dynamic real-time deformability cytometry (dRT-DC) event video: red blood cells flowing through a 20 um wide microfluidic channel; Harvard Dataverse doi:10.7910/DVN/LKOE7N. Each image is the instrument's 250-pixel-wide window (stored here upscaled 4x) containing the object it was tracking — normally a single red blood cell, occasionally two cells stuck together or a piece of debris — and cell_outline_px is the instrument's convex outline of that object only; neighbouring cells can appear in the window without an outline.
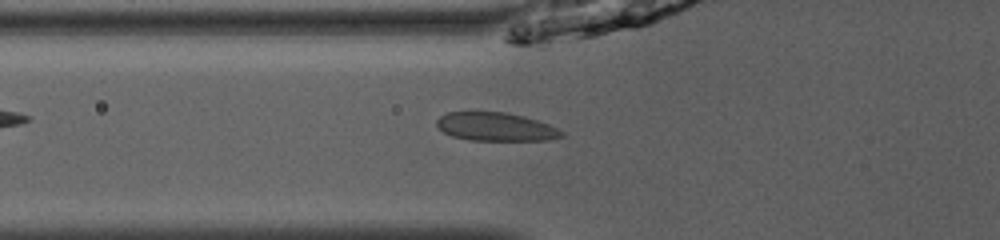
{"species": "common noctule bat (a hibernating species)", "species_latin": "Nyctalus noctula", "temperature_condition": "room temperature", "stored_images_in_passage": 32, "camera_frame_rate_fps": 3000, "um_per_image_px": 0.085, "animal": {"sex": "male", "body_mass_g": 13.0, "forearm_length_mm": 53.1}, "frame": {"image": 1, "passage_image": 3, "time_ms": 0.667, "image_size_px": [1000, 240], "cell_outline_px": [[564, 136], [548, 140], [468, 140], [452, 136], [444, 132], [436, 124], [436, 120], [440, 116], [448, 112], [504, 112], [524, 116], [548, 124], [564, 132]], "centroid_in_image_um": [42.13, 10.78], "position_along_channel_um": 83.7, "area_um2": 20.58}}
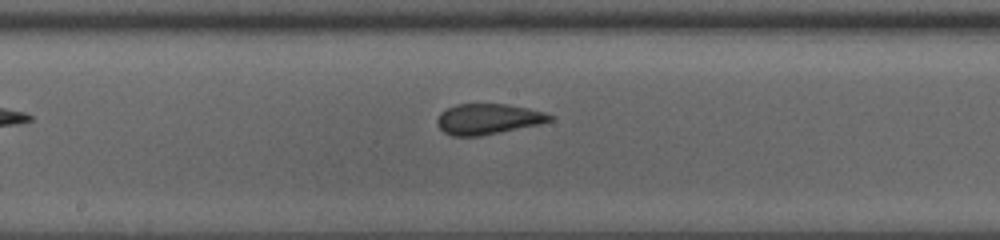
{"frame": {"image": 2, "passage_image": 12, "time_ms": 3.667, "image_size_px": [1000, 240], "cell_outline_px": [[556, 116], [552, 120], [540, 124], [480, 136], [452, 136], [444, 132], [436, 124], [436, 120], [440, 112], [456, 104], [504, 104], [528, 108], [544, 112]], "centroid_in_image_um": [41.48, 10.12], "position_along_channel_um": 206.7, "area_um2": 20.11}}
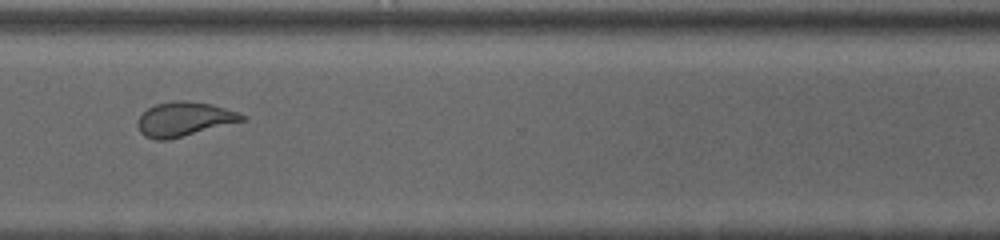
{"frame": {"image": 3, "passage_image": 23, "time_ms": 7.333, "image_size_px": [1000, 240], "cell_outline_px": [[248, 116], [244, 120], [168, 140], [156, 140], [144, 136], [140, 132], [136, 124], [140, 116], [148, 108], [156, 104], [176, 100], [184, 100], [212, 104]], "centroid_in_image_um": [15.62, 10.12], "position_along_channel_um": 355.0, "area_um2": 20.63}, "authors_computed_cell_mechanics": {"area_um2": 20.4612, "velocity_mm_per_s": 4.0634, "shape_relaxation_time_tau1_ms": null, "shape_relaxation_time_tau2_ms": 0.8854, "deformation_change_tau1": null, "deformation_change_tau2": 0.0657}}